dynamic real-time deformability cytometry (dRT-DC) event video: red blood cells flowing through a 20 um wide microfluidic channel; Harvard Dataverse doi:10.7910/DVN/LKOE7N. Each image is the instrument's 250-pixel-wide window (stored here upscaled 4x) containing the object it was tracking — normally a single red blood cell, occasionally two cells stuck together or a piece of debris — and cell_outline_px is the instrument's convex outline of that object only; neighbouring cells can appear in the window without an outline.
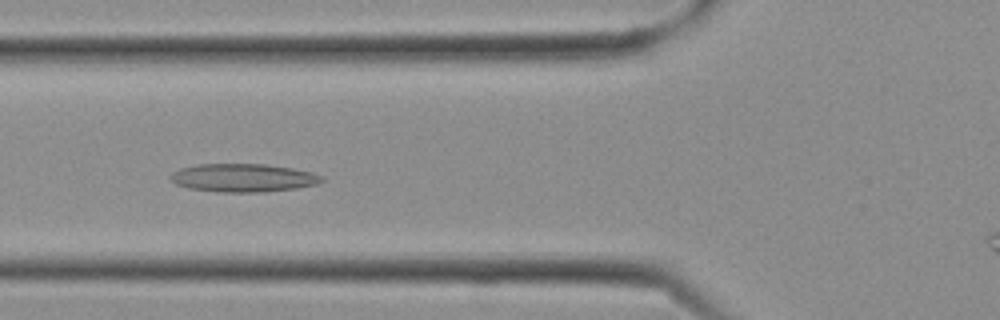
{"species": "Egyptian fruit bat (a non-hibernating species)", "species_latin": "Rousettus aegyptiacus", "temperature_condition": "cold", "stored_images_in_passage": 13, "camera_frame_rate_fps": 3000, "um_per_image_px": 0.085, "frame": {"image": 1, "passage_image": 10, "time_ms": 3.0, "image_size_px": [1000, 320], "cell_outline_px": [[324, 180], [316, 184], [296, 188], [260, 192], [216, 192], [188, 188], [176, 184], [172, 180], [172, 172], [180, 168], [196, 164], [264, 164], [292, 168], [312, 172], [324, 176]], "centroid_in_image_um": [20.68, 15.11], "position_along_channel_um": 105.1, "area_um2": 24.85}}
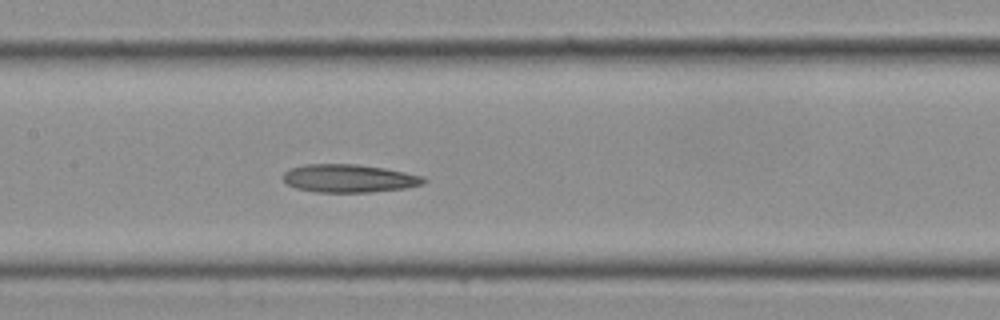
{"frame": {"image": 2, "passage_image": 13, "time_ms": 4.0, "image_size_px": [1000, 320], "cell_outline_px": [[428, 180], [424, 184], [404, 188], [368, 192], [316, 192], [296, 188], [288, 184], [284, 180], [284, 172], [288, 168], [304, 164], [356, 164], [384, 168], [424, 176]], "centroid_in_image_um": [29.67, 15.15], "position_along_channel_um": 177.7, "area_um2": 23.0}}